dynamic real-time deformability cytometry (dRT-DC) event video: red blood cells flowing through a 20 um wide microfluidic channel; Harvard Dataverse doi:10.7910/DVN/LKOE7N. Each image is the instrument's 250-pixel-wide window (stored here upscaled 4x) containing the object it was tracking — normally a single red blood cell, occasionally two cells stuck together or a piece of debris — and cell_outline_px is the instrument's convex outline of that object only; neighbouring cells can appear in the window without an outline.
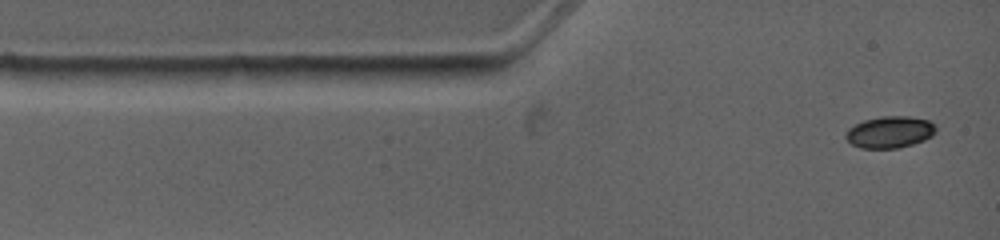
{"species": "common noctule bat (a hibernating species)", "species_latin": "Nyctalus noctula", "temperature_condition": "warm", "stored_images_in_passage": 5, "camera_frame_rate_fps": 4500, "um_per_image_px": 0.085, "animal": {"sex": "female", "body_mass_g": 19.0, "forearm_length_mm": 53.3}, "frame": {"image": 1, "passage_image": 1, "time_ms": 0.0, "image_size_px": [1000, 240], "cell_outline_px": [[936, 132], [932, 136], [924, 140], [912, 144], [896, 148], [860, 148], [852, 144], [844, 136], [844, 132], [848, 128], [864, 120], [880, 116], [908, 116], [928, 120], [936, 124]], "centroid_in_image_um": [75.63, 11.22], "position_along_channel_um": 9.4, "area_um2": 16.76}}
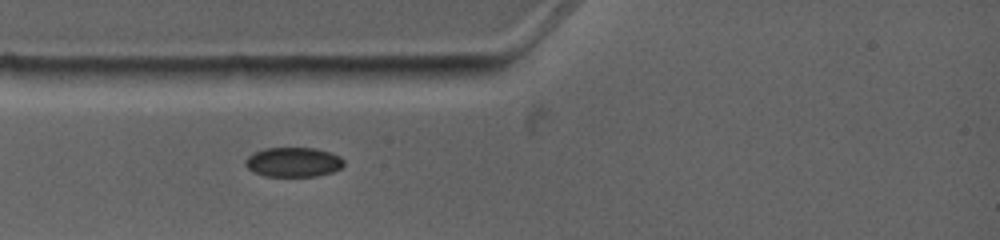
{"frame": {"image": 2, "passage_image": 4, "time_ms": 2.222, "image_size_px": [1000, 240], "cell_outline_px": [[344, 164], [340, 168], [332, 172], [316, 176], [264, 176], [248, 168], [244, 164], [244, 160], [248, 156], [264, 148], [316, 148], [340, 156], [344, 160]], "centroid_in_image_um": [24.93, 13.78], "position_along_channel_um": 60.1, "area_um2": 16.88}}
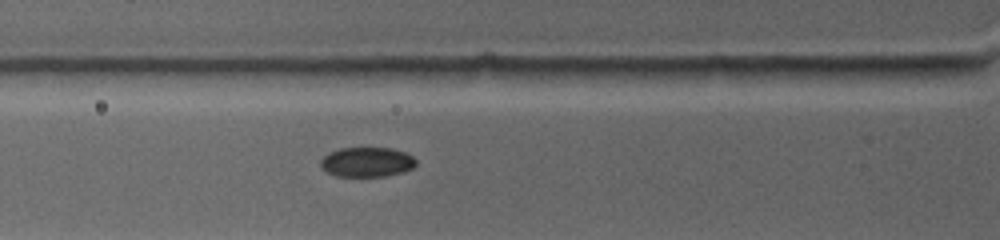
{"frame": {"image": 3, "passage_image": 5, "time_ms": 3.111, "image_size_px": [1000, 240], "cell_outline_px": [[416, 164], [412, 168], [400, 172], [384, 176], [336, 176], [328, 172], [320, 164], [320, 160], [328, 152], [340, 148], [392, 148], [404, 152], [412, 156], [416, 160]], "centroid_in_image_um": [31.17, 13.76], "position_along_channel_um": 94.6, "area_um2": 16.36}}